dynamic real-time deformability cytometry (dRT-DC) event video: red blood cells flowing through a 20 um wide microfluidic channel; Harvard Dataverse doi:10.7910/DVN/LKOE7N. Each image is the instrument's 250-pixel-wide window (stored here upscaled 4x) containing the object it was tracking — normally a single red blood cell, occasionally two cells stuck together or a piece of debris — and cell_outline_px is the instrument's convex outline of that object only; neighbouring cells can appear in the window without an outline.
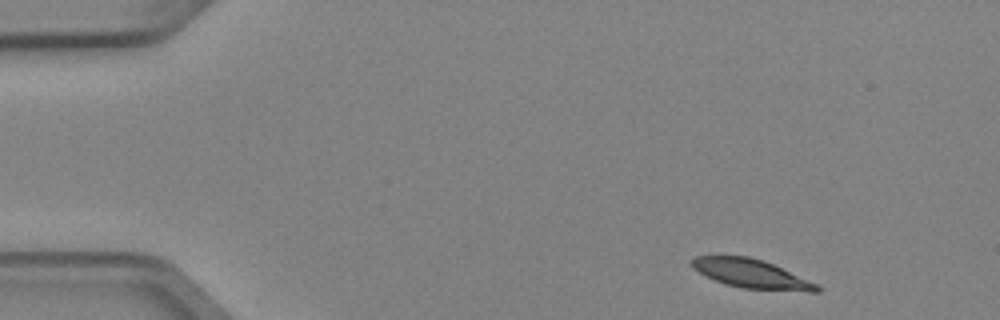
{"species": "Egyptian fruit bat (a non-hibernating species)", "species_latin": "Rousettus aegyptiacus", "temperature_condition": "cold", "stored_images_in_passage": 3, "camera_frame_rate_fps": 3000, "um_per_image_px": 0.085, "animal": {"sex": "female"}, "frame": {"image": 1, "passage_image": 1, "time_ms": 0.0, "image_size_px": [1000, 320], "cell_outline_px": [[820, 292], [808, 292], [740, 288], [724, 284], [692, 268], [688, 260], [692, 256], [748, 256], [764, 260], [816, 284], [820, 288]], "centroid_in_image_um": [63.81, 23.27], "position_along_channel_um": 21.2, "area_um2": 20.98}}